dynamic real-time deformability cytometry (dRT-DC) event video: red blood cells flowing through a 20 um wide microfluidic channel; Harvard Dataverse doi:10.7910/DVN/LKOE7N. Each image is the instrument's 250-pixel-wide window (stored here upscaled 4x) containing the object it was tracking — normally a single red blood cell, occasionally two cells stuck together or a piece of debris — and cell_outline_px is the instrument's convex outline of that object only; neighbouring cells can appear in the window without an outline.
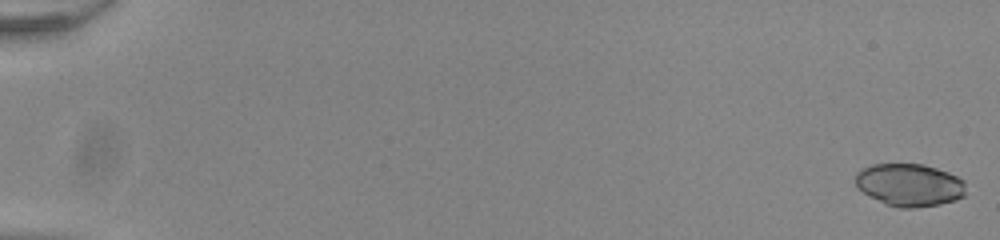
{"species": "common noctule bat (a hibernating species)", "species_latin": "Nyctalus noctula", "temperature_condition": "room temperature", "stored_images_in_passage": 54, "camera_frame_rate_fps": 3000, "um_per_image_px": 0.085, "animal": {"sex": "male", "body_mass_g": 20.0, "forearm_length_mm": 53.3}, "frame": {"image": 1, "passage_image": 1, "time_ms": 0.0, "image_size_px": [1000, 240], "cell_outline_px": [[964, 196], [956, 200], [940, 204], [916, 208], [900, 208], [884, 204], [864, 192], [856, 184], [856, 172], [872, 164], [924, 164], [948, 172], [964, 180]], "centroid_in_image_um": [77.32, 15.72], "position_along_channel_um": 7.7, "area_um2": 27.34}}
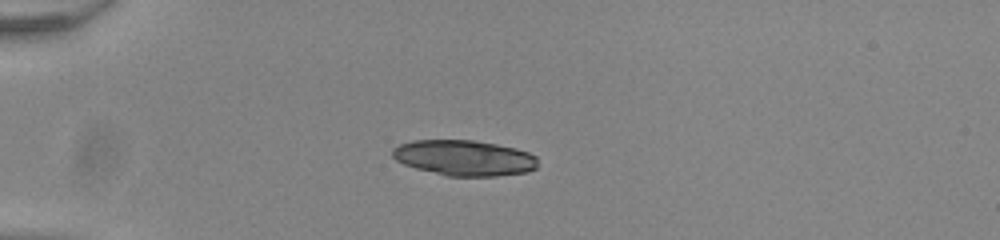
{"frame": {"image": 2, "passage_image": 16, "time_ms": 5.0, "image_size_px": [1000, 240], "cell_outline_px": [[536, 168], [528, 172], [496, 176], [448, 176], [416, 168], [404, 164], [396, 160], [392, 156], [392, 148], [400, 144], [412, 140], [472, 140], [496, 144], [516, 148], [528, 152], [536, 156]], "centroid_in_image_um": [39.45, 13.42], "position_along_channel_um": 45.5, "area_um2": 30.11}}